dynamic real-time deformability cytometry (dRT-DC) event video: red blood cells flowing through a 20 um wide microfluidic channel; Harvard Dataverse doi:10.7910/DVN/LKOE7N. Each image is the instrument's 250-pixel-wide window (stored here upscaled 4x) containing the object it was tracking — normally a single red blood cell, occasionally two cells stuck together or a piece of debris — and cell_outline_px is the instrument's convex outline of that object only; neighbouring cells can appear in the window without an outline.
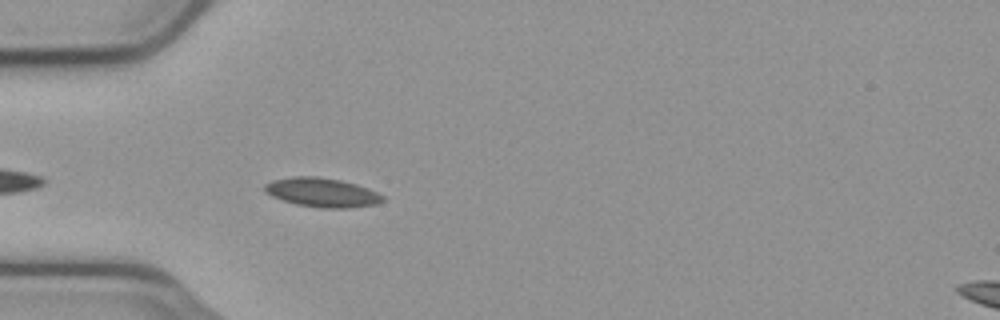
{"species": "common noctule bat (a hibernating species)", "species_latin": "Nyctalus noctula", "temperature_condition": "cold", "stored_images_in_passage": 15, "camera_frame_rate_fps": 3000, "um_per_image_px": 0.085, "animal": {"sex": "male", "body_mass_g": 23.1, "forearm_length_mm": 52.7}, "frame": {"image": 1, "passage_image": 5, "time_ms": 1.333, "image_size_px": [1000, 320], "cell_outline_px": [[384, 200], [376, 204], [352, 208], [320, 208], [296, 204], [272, 196], [264, 192], [264, 184], [272, 180], [292, 176], [316, 176], [340, 180], [356, 184], [368, 188], [384, 196]], "centroid_in_image_um": [27.36, 16.36], "position_along_channel_um": 57.6, "area_um2": 20.11}}
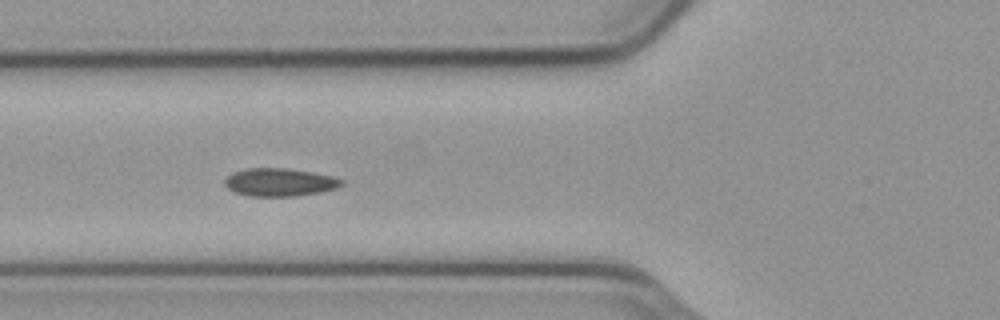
{"frame": {"image": 2, "passage_image": 9, "time_ms": 2.667, "image_size_px": [1000, 320], "cell_outline_px": [[344, 184], [336, 188], [320, 192], [296, 196], [248, 196], [236, 192], [228, 188], [224, 184], [224, 180], [232, 172], [248, 168], [284, 168], [312, 172], [332, 176], [344, 180]], "centroid_in_image_um": [23.77, 15.49], "position_along_channel_um": 102.0, "area_um2": 19.02}}
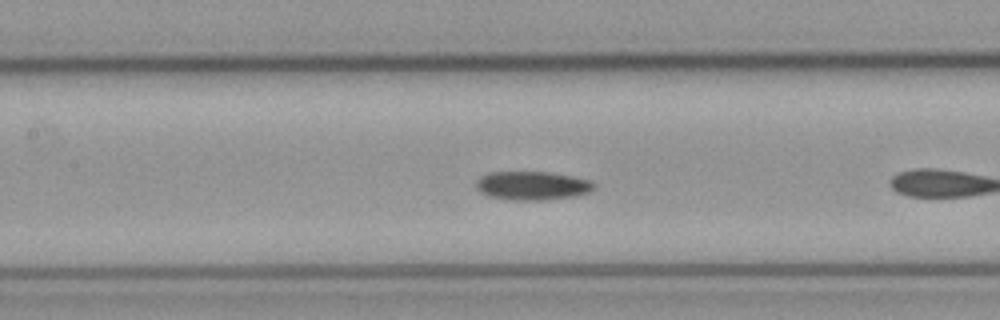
{"frame": {"image": 3, "passage_image": 11, "time_ms": 3.333, "image_size_px": [1000, 320], "cell_outline_px": [[596, 188], [588, 192], [576, 196], [544, 200], [516, 200], [488, 196], [480, 192], [476, 188], [476, 180], [480, 176], [488, 172], [552, 172], [592, 180], [596, 184]], "centroid_in_image_um": [45.26, 15.77], "position_along_channel_um": 162.1, "area_um2": 19.94}}